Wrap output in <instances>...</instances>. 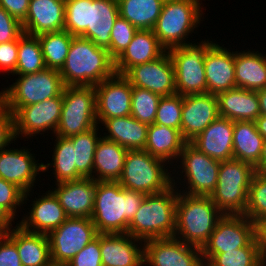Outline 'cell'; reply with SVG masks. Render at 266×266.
I'll return each mask as SVG.
<instances>
[{"label":"cell","instance_id":"7402d4cb","mask_svg":"<svg viewBox=\"0 0 266 266\" xmlns=\"http://www.w3.org/2000/svg\"><path fill=\"white\" fill-rule=\"evenodd\" d=\"M214 43L205 55L207 93L217 95L236 87L235 52Z\"/></svg>","mask_w":266,"mask_h":266},{"label":"cell","instance_id":"6da1fadb","mask_svg":"<svg viewBox=\"0 0 266 266\" xmlns=\"http://www.w3.org/2000/svg\"><path fill=\"white\" fill-rule=\"evenodd\" d=\"M146 194L124 189L118 182L96 181L91 220L97 233H127Z\"/></svg>","mask_w":266,"mask_h":266},{"label":"cell","instance_id":"d6986e66","mask_svg":"<svg viewBox=\"0 0 266 266\" xmlns=\"http://www.w3.org/2000/svg\"><path fill=\"white\" fill-rule=\"evenodd\" d=\"M218 116V100L215 94L184 95L181 118L183 139L190 143Z\"/></svg>","mask_w":266,"mask_h":266},{"label":"cell","instance_id":"7c38bea8","mask_svg":"<svg viewBox=\"0 0 266 266\" xmlns=\"http://www.w3.org/2000/svg\"><path fill=\"white\" fill-rule=\"evenodd\" d=\"M179 161L182 166L187 189L181 192L193 196H211L214 192L221 162L205 153L200 152L191 143H186L180 153ZM185 191V192H184Z\"/></svg>","mask_w":266,"mask_h":266},{"label":"cell","instance_id":"e0dca14e","mask_svg":"<svg viewBox=\"0 0 266 266\" xmlns=\"http://www.w3.org/2000/svg\"><path fill=\"white\" fill-rule=\"evenodd\" d=\"M94 87L98 124L131 114L132 85L124 75L115 73Z\"/></svg>","mask_w":266,"mask_h":266},{"label":"cell","instance_id":"74e56055","mask_svg":"<svg viewBox=\"0 0 266 266\" xmlns=\"http://www.w3.org/2000/svg\"><path fill=\"white\" fill-rule=\"evenodd\" d=\"M97 127L98 125L86 132L68 137L72 141L75 150L74 156L76 171L83 178H92L94 176L93 163L95 148L97 142L101 138L97 133L99 129V127Z\"/></svg>","mask_w":266,"mask_h":266},{"label":"cell","instance_id":"277c9868","mask_svg":"<svg viewBox=\"0 0 266 266\" xmlns=\"http://www.w3.org/2000/svg\"><path fill=\"white\" fill-rule=\"evenodd\" d=\"M224 216L210 196H193L178 192L174 238L202 247Z\"/></svg>","mask_w":266,"mask_h":266},{"label":"cell","instance_id":"30bf717a","mask_svg":"<svg viewBox=\"0 0 266 266\" xmlns=\"http://www.w3.org/2000/svg\"><path fill=\"white\" fill-rule=\"evenodd\" d=\"M199 44V45H198ZM213 41L189 43L168 49L175 69L176 93L181 96L207 93L205 55Z\"/></svg>","mask_w":266,"mask_h":266},{"label":"cell","instance_id":"9f6ffc18","mask_svg":"<svg viewBox=\"0 0 266 266\" xmlns=\"http://www.w3.org/2000/svg\"><path fill=\"white\" fill-rule=\"evenodd\" d=\"M12 219L0 209V233H5L12 226Z\"/></svg>","mask_w":266,"mask_h":266},{"label":"cell","instance_id":"11a10c76","mask_svg":"<svg viewBox=\"0 0 266 266\" xmlns=\"http://www.w3.org/2000/svg\"><path fill=\"white\" fill-rule=\"evenodd\" d=\"M256 173L266 176V140H264L259 162L254 166Z\"/></svg>","mask_w":266,"mask_h":266},{"label":"cell","instance_id":"f5cc1de1","mask_svg":"<svg viewBox=\"0 0 266 266\" xmlns=\"http://www.w3.org/2000/svg\"><path fill=\"white\" fill-rule=\"evenodd\" d=\"M30 0H0V7L6 10L21 24L25 21Z\"/></svg>","mask_w":266,"mask_h":266},{"label":"cell","instance_id":"4fadbf2b","mask_svg":"<svg viewBox=\"0 0 266 266\" xmlns=\"http://www.w3.org/2000/svg\"><path fill=\"white\" fill-rule=\"evenodd\" d=\"M255 239V225L245 215H224L201 247L202 259L249 245Z\"/></svg>","mask_w":266,"mask_h":266},{"label":"cell","instance_id":"3957f363","mask_svg":"<svg viewBox=\"0 0 266 266\" xmlns=\"http://www.w3.org/2000/svg\"><path fill=\"white\" fill-rule=\"evenodd\" d=\"M172 178V185L168 189L145 196L137 213L129 223L127 230L129 235L142 241L174 237L176 202L179 191L175 186L177 184L174 180L175 177Z\"/></svg>","mask_w":266,"mask_h":266},{"label":"cell","instance_id":"8fae6325","mask_svg":"<svg viewBox=\"0 0 266 266\" xmlns=\"http://www.w3.org/2000/svg\"><path fill=\"white\" fill-rule=\"evenodd\" d=\"M97 234L91 218L66 219L47 235L53 266H66Z\"/></svg>","mask_w":266,"mask_h":266},{"label":"cell","instance_id":"4dcf8cb0","mask_svg":"<svg viewBox=\"0 0 266 266\" xmlns=\"http://www.w3.org/2000/svg\"><path fill=\"white\" fill-rule=\"evenodd\" d=\"M186 143L180 130L153 123L148 125L147 142L144 150L167 164L169 162L171 164L174 162L173 160L179 159Z\"/></svg>","mask_w":266,"mask_h":266},{"label":"cell","instance_id":"ee69618b","mask_svg":"<svg viewBox=\"0 0 266 266\" xmlns=\"http://www.w3.org/2000/svg\"><path fill=\"white\" fill-rule=\"evenodd\" d=\"M89 0H65L64 30L80 36L88 28Z\"/></svg>","mask_w":266,"mask_h":266},{"label":"cell","instance_id":"9c48e42d","mask_svg":"<svg viewBox=\"0 0 266 266\" xmlns=\"http://www.w3.org/2000/svg\"><path fill=\"white\" fill-rule=\"evenodd\" d=\"M61 117L54 136L71 137L97 126L94 86H65Z\"/></svg>","mask_w":266,"mask_h":266},{"label":"cell","instance_id":"bcb514c9","mask_svg":"<svg viewBox=\"0 0 266 266\" xmlns=\"http://www.w3.org/2000/svg\"><path fill=\"white\" fill-rule=\"evenodd\" d=\"M24 203V192L15 184L0 177V209L14 222L17 207Z\"/></svg>","mask_w":266,"mask_h":266},{"label":"cell","instance_id":"ba28073f","mask_svg":"<svg viewBox=\"0 0 266 266\" xmlns=\"http://www.w3.org/2000/svg\"><path fill=\"white\" fill-rule=\"evenodd\" d=\"M64 84L58 70L45 68L36 73L19 75L3 91V105L14 114L20 107L59 96Z\"/></svg>","mask_w":266,"mask_h":266},{"label":"cell","instance_id":"1f68e13d","mask_svg":"<svg viewBox=\"0 0 266 266\" xmlns=\"http://www.w3.org/2000/svg\"><path fill=\"white\" fill-rule=\"evenodd\" d=\"M236 87L258 91L266 88V55L258 51L235 52Z\"/></svg>","mask_w":266,"mask_h":266},{"label":"cell","instance_id":"7bdbcfd3","mask_svg":"<svg viewBox=\"0 0 266 266\" xmlns=\"http://www.w3.org/2000/svg\"><path fill=\"white\" fill-rule=\"evenodd\" d=\"M183 96L173 94L160 98L154 123L181 131Z\"/></svg>","mask_w":266,"mask_h":266},{"label":"cell","instance_id":"60d3db41","mask_svg":"<svg viewBox=\"0 0 266 266\" xmlns=\"http://www.w3.org/2000/svg\"><path fill=\"white\" fill-rule=\"evenodd\" d=\"M161 96L147 89L132 86L131 116L141 123H154Z\"/></svg>","mask_w":266,"mask_h":266},{"label":"cell","instance_id":"91938a15","mask_svg":"<svg viewBox=\"0 0 266 266\" xmlns=\"http://www.w3.org/2000/svg\"><path fill=\"white\" fill-rule=\"evenodd\" d=\"M3 106V92H0V108Z\"/></svg>","mask_w":266,"mask_h":266},{"label":"cell","instance_id":"836d02e7","mask_svg":"<svg viewBox=\"0 0 266 266\" xmlns=\"http://www.w3.org/2000/svg\"><path fill=\"white\" fill-rule=\"evenodd\" d=\"M264 138L259 134L255 121H234L233 159L255 166L260 159Z\"/></svg>","mask_w":266,"mask_h":266},{"label":"cell","instance_id":"94428289","mask_svg":"<svg viewBox=\"0 0 266 266\" xmlns=\"http://www.w3.org/2000/svg\"><path fill=\"white\" fill-rule=\"evenodd\" d=\"M201 266H212L208 261L203 260Z\"/></svg>","mask_w":266,"mask_h":266},{"label":"cell","instance_id":"7a4b0ae2","mask_svg":"<svg viewBox=\"0 0 266 266\" xmlns=\"http://www.w3.org/2000/svg\"><path fill=\"white\" fill-rule=\"evenodd\" d=\"M59 73L64 86H95L116 72L114 59L107 49L90 39L74 36Z\"/></svg>","mask_w":266,"mask_h":266},{"label":"cell","instance_id":"f6af8a7d","mask_svg":"<svg viewBox=\"0 0 266 266\" xmlns=\"http://www.w3.org/2000/svg\"><path fill=\"white\" fill-rule=\"evenodd\" d=\"M137 31L129 21L118 16L111 31L110 47L107 49L114 60L128 47Z\"/></svg>","mask_w":266,"mask_h":266},{"label":"cell","instance_id":"680465c9","mask_svg":"<svg viewBox=\"0 0 266 266\" xmlns=\"http://www.w3.org/2000/svg\"><path fill=\"white\" fill-rule=\"evenodd\" d=\"M257 96L260 105V115H266V88L258 90Z\"/></svg>","mask_w":266,"mask_h":266},{"label":"cell","instance_id":"44dd1931","mask_svg":"<svg viewBox=\"0 0 266 266\" xmlns=\"http://www.w3.org/2000/svg\"><path fill=\"white\" fill-rule=\"evenodd\" d=\"M143 242L128 233L100 234L102 266H144Z\"/></svg>","mask_w":266,"mask_h":266},{"label":"cell","instance_id":"d4e9b609","mask_svg":"<svg viewBox=\"0 0 266 266\" xmlns=\"http://www.w3.org/2000/svg\"><path fill=\"white\" fill-rule=\"evenodd\" d=\"M65 0H30L28 13L22 23L23 32L38 36L64 30Z\"/></svg>","mask_w":266,"mask_h":266},{"label":"cell","instance_id":"cb8c5ba5","mask_svg":"<svg viewBox=\"0 0 266 266\" xmlns=\"http://www.w3.org/2000/svg\"><path fill=\"white\" fill-rule=\"evenodd\" d=\"M46 192V195L32 201L28 212L30 215L27 214L17 223L23 230L48 235L68 219L55 194L51 190Z\"/></svg>","mask_w":266,"mask_h":266},{"label":"cell","instance_id":"83f0119b","mask_svg":"<svg viewBox=\"0 0 266 266\" xmlns=\"http://www.w3.org/2000/svg\"><path fill=\"white\" fill-rule=\"evenodd\" d=\"M216 96L221 117L232 121H255L260 116L257 91L235 87Z\"/></svg>","mask_w":266,"mask_h":266},{"label":"cell","instance_id":"f1b7e54d","mask_svg":"<svg viewBox=\"0 0 266 266\" xmlns=\"http://www.w3.org/2000/svg\"><path fill=\"white\" fill-rule=\"evenodd\" d=\"M14 228L11 227L5 234L16 244L23 266H53L46 234L28 232L19 225Z\"/></svg>","mask_w":266,"mask_h":266},{"label":"cell","instance_id":"2e32d148","mask_svg":"<svg viewBox=\"0 0 266 266\" xmlns=\"http://www.w3.org/2000/svg\"><path fill=\"white\" fill-rule=\"evenodd\" d=\"M144 265L201 266V247L184 243L174 237L144 241Z\"/></svg>","mask_w":266,"mask_h":266},{"label":"cell","instance_id":"816d5d0a","mask_svg":"<svg viewBox=\"0 0 266 266\" xmlns=\"http://www.w3.org/2000/svg\"><path fill=\"white\" fill-rule=\"evenodd\" d=\"M0 266H23L16 244L5 234H0Z\"/></svg>","mask_w":266,"mask_h":266},{"label":"cell","instance_id":"f35d334b","mask_svg":"<svg viewBox=\"0 0 266 266\" xmlns=\"http://www.w3.org/2000/svg\"><path fill=\"white\" fill-rule=\"evenodd\" d=\"M46 68L42 49L37 36L22 33L18 37V59L12 75L36 73Z\"/></svg>","mask_w":266,"mask_h":266},{"label":"cell","instance_id":"c3c4849f","mask_svg":"<svg viewBox=\"0 0 266 266\" xmlns=\"http://www.w3.org/2000/svg\"><path fill=\"white\" fill-rule=\"evenodd\" d=\"M22 33V24L0 7V43L14 41Z\"/></svg>","mask_w":266,"mask_h":266},{"label":"cell","instance_id":"8d00e7d4","mask_svg":"<svg viewBox=\"0 0 266 266\" xmlns=\"http://www.w3.org/2000/svg\"><path fill=\"white\" fill-rule=\"evenodd\" d=\"M46 68L60 71L71 46L73 35L66 30L43 33L37 36Z\"/></svg>","mask_w":266,"mask_h":266},{"label":"cell","instance_id":"ffe728a7","mask_svg":"<svg viewBox=\"0 0 266 266\" xmlns=\"http://www.w3.org/2000/svg\"><path fill=\"white\" fill-rule=\"evenodd\" d=\"M55 185L57 186L52 192L68 218H91L96 191V181L93 178H82Z\"/></svg>","mask_w":266,"mask_h":266},{"label":"cell","instance_id":"b9f144b4","mask_svg":"<svg viewBox=\"0 0 266 266\" xmlns=\"http://www.w3.org/2000/svg\"><path fill=\"white\" fill-rule=\"evenodd\" d=\"M244 215L254 223L266 218V176L255 172L248 190Z\"/></svg>","mask_w":266,"mask_h":266},{"label":"cell","instance_id":"f907efd6","mask_svg":"<svg viewBox=\"0 0 266 266\" xmlns=\"http://www.w3.org/2000/svg\"><path fill=\"white\" fill-rule=\"evenodd\" d=\"M16 140L13 114L3 105L0 108V151Z\"/></svg>","mask_w":266,"mask_h":266},{"label":"cell","instance_id":"8992f818","mask_svg":"<svg viewBox=\"0 0 266 266\" xmlns=\"http://www.w3.org/2000/svg\"><path fill=\"white\" fill-rule=\"evenodd\" d=\"M167 163L144 149L128 150L123 173L117 181L124 189L146 195L160 193L172 185Z\"/></svg>","mask_w":266,"mask_h":266},{"label":"cell","instance_id":"d590c367","mask_svg":"<svg viewBox=\"0 0 266 266\" xmlns=\"http://www.w3.org/2000/svg\"><path fill=\"white\" fill-rule=\"evenodd\" d=\"M56 143L53 151L52 164L43 163V171H47L49 166H53V174L56 176V184L80 180L83 177L76 171L74 147L72 141L68 137L55 136ZM54 162V163H53Z\"/></svg>","mask_w":266,"mask_h":266},{"label":"cell","instance_id":"f546056e","mask_svg":"<svg viewBox=\"0 0 266 266\" xmlns=\"http://www.w3.org/2000/svg\"><path fill=\"white\" fill-rule=\"evenodd\" d=\"M127 152L123 146L102 136L95 148L93 173L96 177L92 178L95 181L117 182L123 173Z\"/></svg>","mask_w":266,"mask_h":266},{"label":"cell","instance_id":"603a6c76","mask_svg":"<svg viewBox=\"0 0 266 266\" xmlns=\"http://www.w3.org/2000/svg\"><path fill=\"white\" fill-rule=\"evenodd\" d=\"M234 121L218 116L190 143L209 157L226 161L233 159Z\"/></svg>","mask_w":266,"mask_h":266},{"label":"cell","instance_id":"e575fe53","mask_svg":"<svg viewBox=\"0 0 266 266\" xmlns=\"http://www.w3.org/2000/svg\"><path fill=\"white\" fill-rule=\"evenodd\" d=\"M119 16L138 30H153L164 5L163 0H117Z\"/></svg>","mask_w":266,"mask_h":266},{"label":"cell","instance_id":"ac0fdd59","mask_svg":"<svg viewBox=\"0 0 266 266\" xmlns=\"http://www.w3.org/2000/svg\"><path fill=\"white\" fill-rule=\"evenodd\" d=\"M4 149L0 151V177L15 184L24 192V202L33 190L39 172L43 171V163L35 160L30 149Z\"/></svg>","mask_w":266,"mask_h":266},{"label":"cell","instance_id":"ab89813d","mask_svg":"<svg viewBox=\"0 0 266 266\" xmlns=\"http://www.w3.org/2000/svg\"><path fill=\"white\" fill-rule=\"evenodd\" d=\"M208 262L212 266H266L260 255L256 239L245 247L214 254Z\"/></svg>","mask_w":266,"mask_h":266},{"label":"cell","instance_id":"6f0895ef","mask_svg":"<svg viewBox=\"0 0 266 266\" xmlns=\"http://www.w3.org/2000/svg\"><path fill=\"white\" fill-rule=\"evenodd\" d=\"M255 124L259 134L266 140V115H260L255 120Z\"/></svg>","mask_w":266,"mask_h":266},{"label":"cell","instance_id":"5bb4252c","mask_svg":"<svg viewBox=\"0 0 266 266\" xmlns=\"http://www.w3.org/2000/svg\"><path fill=\"white\" fill-rule=\"evenodd\" d=\"M62 93L43 102L20 107L14 114V132L29 138L40 132L51 130L55 134L61 117Z\"/></svg>","mask_w":266,"mask_h":266},{"label":"cell","instance_id":"db71d44e","mask_svg":"<svg viewBox=\"0 0 266 266\" xmlns=\"http://www.w3.org/2000/svg\"><path fill=\"white\" fill-rule=\"evenodd\" d=\"M255 239L263 261L266 263V218L254 223Z\"/></svg>","mask_w":266,"mask_h":266},{"label":"cell","instance_id":"681fc988","mask_svg":"<svg viewBox=\"0 0 266 266\" xmlns=\"http://www.w3.org/2000/svg\"><path fill=\"white\" fill-rule=\"evenodd\" d=\"M18 59V38L14 41L0 43V70L13 74Z\"/></svg>","mask_w":266,"mask_h":266},{"label":"cell","instance_id":"9a60e30c","mask_svg":"<svg viewBox=\"0 0 266 266\" xmlns=\"http://www.w3.org/2000/svg\"><path fill=\"white\" fill-rule=\"evenodd\" d=\"M124 76L132 86L147 89L161 97L176 94L175 69L167 50L153 61L133 66Z\"/></svg>","mask_w":266,"mask_h":266},{"label":"cell","instance_id":"d6a6232c","mask_svg":"<svg viewBox=\"0 0 266 266\" xmlns=\"http://www.w3.org/2000/svg\"><path fill=\"white\" fill-rule=\"evenodd\" d=\"M102 124L108 130L104 138L118 143L127 150L144 149L147 142L148 125L131 115L106 119Z\"/></svg>","mask_w":266,"mask_h":266},{"label":"cell","instance_id":"7dc6e473","mask_svg":"<svg viewBox=\"0 0 266 266\" xmlns=\"http://www.w3.org/2000/svg\"><path fill=\"white\" fill-rule=\"evenodd\" d=\"M66 266H102L100 233L78 252Z\"/></svg>","mask_w":266,"mask_h":266},{"label":"cell","instance_id":"52a82bcc","mask_svg":"<svg viewBox=\"0 0 266 266\" xmlns=\"http://www.w3.org/2000/svg\"><path fill=\"white\" fill-rule=\"evenodd\" d=\"M199 1L170 0L164 2L153 31L159 43L166 50L189 44L186 39L202 21L203 11Z\"/></svg>","mask_w":266,"mask_h":266},{"label":"cell","instance_id":"4316f807","mask_svg":"<svg viewBox=\"0 0 266 266\" xmlns=\"http://www.w3.org/2000/svg\"><path fill=\"white\" fill-rule=\"evenodd\" d=\"M119 16L117 0H89L88 28L80 35L98 47H110L111 31Z\"/></svg>","mask_w":266,"mask_h":266},{"label":"cell","instance_id":"484cf974","mask_svg":"<svg viewBox=\"0 0 266 266\" xmlns=\"http://www.w3.org/2000/svg\"><path fill=\"white\" fill-rule=\"evenodd\" d=\"M165 51L153 30L139 29L128 47L114 60L115 72L124 75L133 66L153 61Z\"/></svg>","mask_w":266,"mask_h":266},{"label":"cell","instance_id":"5b68a950","mask_svg":"<svg viewBox=\"0 0 266 266\" xmlns=\"http://www.w3.org/2000/svg\"><path fill=\"white\" fill-rule=\"evenodd\" d=\"M255 172V167L247 162L221 161L217 185L210 197L224 215H244Z\"/></svg>","mask_w":266,"mask_h":266}]
</instances>
